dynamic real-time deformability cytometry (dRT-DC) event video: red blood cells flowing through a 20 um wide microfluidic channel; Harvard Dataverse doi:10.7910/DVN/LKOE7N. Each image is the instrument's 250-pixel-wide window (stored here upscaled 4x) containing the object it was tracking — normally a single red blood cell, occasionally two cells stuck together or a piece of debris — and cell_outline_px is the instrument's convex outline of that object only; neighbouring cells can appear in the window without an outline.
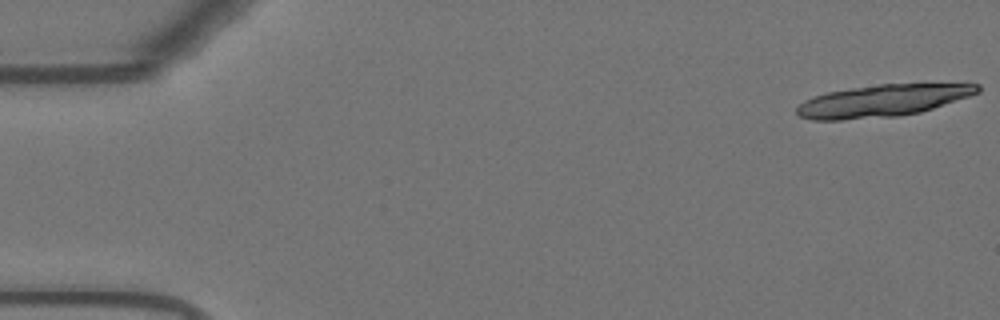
{"species": "Egyptian fruit bat (a non-hibernating species)", "species_latin": "Rousettus aegyptiacus", "temperature_condition": "warm", "stored_images_in_passage": 19, "camera_frame_rate_fps": 3000, "um_per_image_px": 0.085, "animal": {"sex": "female"}, "frame": {"image": 1, "passage_image": 1, "time_ms": 0.0, "image_size_px": [1000, 320], "cell_outline_px": [[980, 92], [920, 112], [896, 116], [840, 120], [812, 120], [800, 116], [796, 112], [796, 108], [804, 100], [812, 96], [828, 92], [852, 88], [880, 84], [980, 84]], "centroid_in_image_um": [74.96, 8.56], "position_along_channel_um": 10.0, "area_um2": 33.29}}